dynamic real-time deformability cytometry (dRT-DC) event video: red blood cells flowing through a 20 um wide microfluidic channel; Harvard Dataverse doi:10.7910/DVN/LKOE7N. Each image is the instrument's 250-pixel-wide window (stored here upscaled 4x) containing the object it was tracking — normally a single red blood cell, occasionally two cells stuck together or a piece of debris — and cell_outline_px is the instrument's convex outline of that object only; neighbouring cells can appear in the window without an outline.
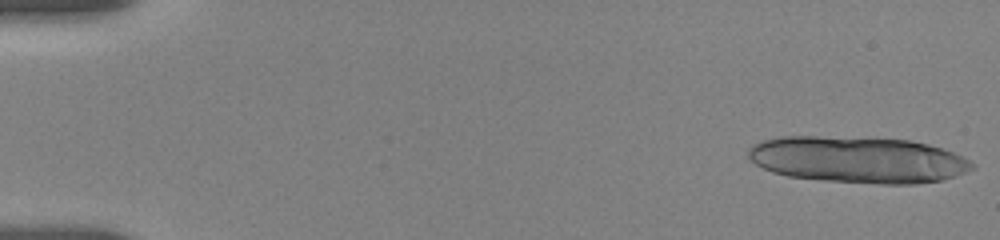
{"species": "human", "species_latin": "Homo sapiens", "temperature_condition": "room temperature", "stored_images_in_passage": 23, "camera_frame_rate_fps": 3000, "um_per_image_px": 0.085, "donor": {"sex": "female"}, "frame": {"image": 1, "passage_image": 1, "time_ms": 0.0, "image_size_px": [1000, 240], "cell_outline_px": [[976, 168], [956, 176], [944, 180], [916, 184], [880, 184], [820, 180], [788, 176], [772, 172], [756, 164], [748, 156], [748, 148], [760, 140], [780, 136], [816, 136], [908, 140], [928, 144], [952, 152], [976, 164]], "centroid_in_image_um": [72.92, 13.58], "position_along_channel_um": 12.1, "area_um2": 60.69}}